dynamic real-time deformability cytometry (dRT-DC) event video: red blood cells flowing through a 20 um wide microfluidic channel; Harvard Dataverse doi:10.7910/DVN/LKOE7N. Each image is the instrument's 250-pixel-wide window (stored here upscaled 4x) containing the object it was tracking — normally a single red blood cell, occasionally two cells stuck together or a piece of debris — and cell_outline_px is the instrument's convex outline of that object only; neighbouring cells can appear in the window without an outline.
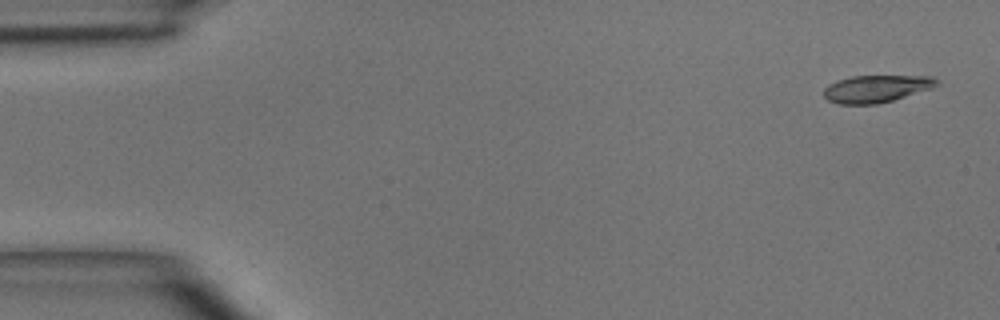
{"species": "common noctule bat (a hibernating species)", "species_latin": "Nyctalus noctula", "temperature_condition": "room temperature", "stored_images_in_passage": 4, "camera_frame_rate_fps": 3000, "um_per_image_px": 0.085, "animal": {"sex": "male", "body_mass_g": 15.6}, "frame": {"image": 1, "passage_image": 1, "time_ms": 0.0, "image_size_px": [1000, 320], "cell_outline_px": [[940, 84], [932, 88], [892, 100], [876, 104], [840, 104], [828, 100], [824, 96], [824, 88], [828, 84], [836, 80], [852, 76], [932, 76], [940, 80]], "centroid_in_image_um": [74.49, 7.53], "position_along_channel_um": 10.5, "area_um2": 17.98}}
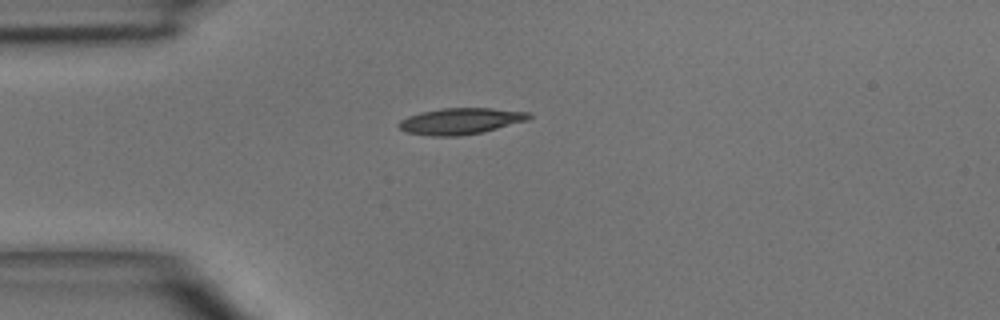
{"frame": {"image": 2, "passage_image": 4, "time_ms": 3.333, "image_size_px": [1000, 320], "cell_outline_px": [[532, 116], [528, 120], [484, 132], [460, 136], [432, 136], [404, 132], [396, 124], [400, 120], [408, 116], [420, 112], [440, 108], [492, 108], [528, 112]], "centroid_in_image_um": [39.12, 10.3], "position_along_channel_um": 45.9, "area_um2": 20.11}}